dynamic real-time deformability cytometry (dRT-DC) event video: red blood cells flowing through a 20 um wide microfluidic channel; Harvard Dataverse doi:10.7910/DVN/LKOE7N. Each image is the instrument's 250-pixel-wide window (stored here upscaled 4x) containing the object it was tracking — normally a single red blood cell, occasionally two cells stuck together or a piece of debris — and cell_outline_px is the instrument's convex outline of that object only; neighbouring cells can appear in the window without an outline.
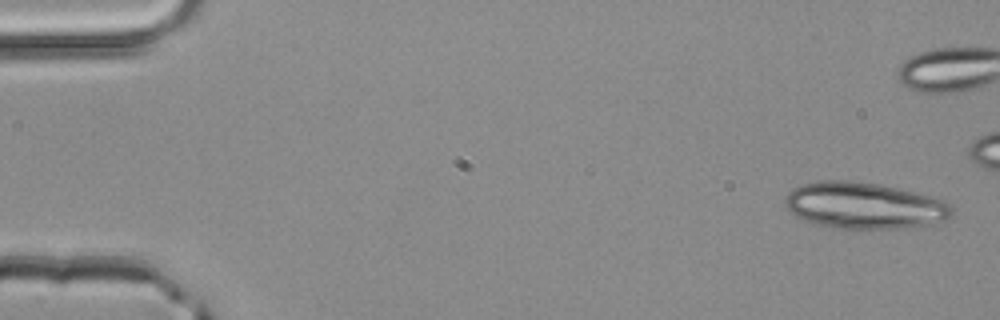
{"species": "common noctule bat (a hibernating species)", "species_latin": "Nyctalus noctula", "temperature_condition": "room temperature", "stored_images_in_passage": 3, "camera_frame_rate_fps": 3000, "um_per_image_px": 0.085, "animal": {"sex": "male", "body_mass_g": 20.4}, "frame": {"image": 1, "passage_image": 3, "time_ms": 0.667, "image_size_px": [1000, 320], "cell_outline_px": [[952, 212], [944, 220], [928, 224], [900, 228], [832, 228], [804, 220], [796, 216], [784, 204], [784, 196], [788, 192], [804, 184], [820, 180], [848, 180], [880, 184], [944, 200], [952, 204]], "centroid_in_image_um": [73.42, 17.46], "position_along_channel_um": 11.6, "area_um2": 44.68}}